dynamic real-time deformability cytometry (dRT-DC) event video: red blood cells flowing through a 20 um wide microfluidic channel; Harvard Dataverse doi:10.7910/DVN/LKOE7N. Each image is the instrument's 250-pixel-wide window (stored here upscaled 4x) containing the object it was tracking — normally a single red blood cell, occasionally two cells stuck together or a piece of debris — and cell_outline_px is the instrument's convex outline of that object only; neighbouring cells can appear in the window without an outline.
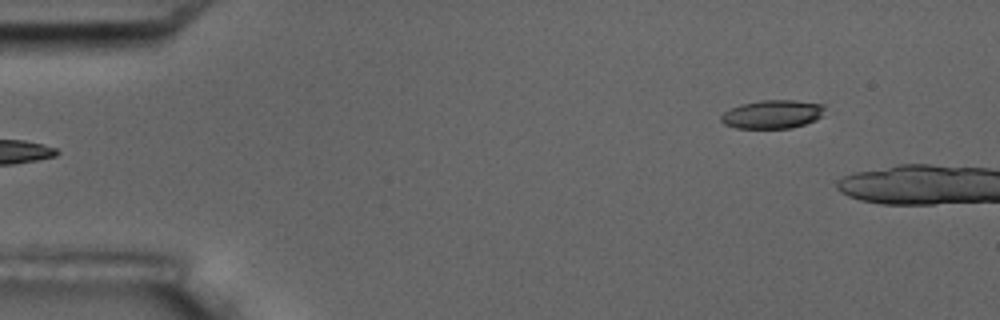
{"species": "common noctule bat (a hibernating species)", "species_latin": "Nyctalus noctula", "temperature_condition": "room temperature", "stored_images_in_passage": 6, "segment_of_instrument_passage": [2, 2], "camera_frame_rate_fps": 3000, "um_per_image_px": 0.085, "animal": {"sex": "male", "body_mass_g": 17.5, "forearm_length_mm": 52.3}, "frame": {"image": 1, "passage_image": 6, "time_ms": 5.667, "image_size_px": [1000, 320], "cell_outline_px": [[824, 116], [816, 120], [792, 128], [736, 128], [724, 124], [720, 120], [720, 116], [724, 112], [740, 104], [760, 100], [796, 100], [824, 104]], "centroid_in_image_um": [65.68, 9.71], "position_along_channel_um": 19.3, "area_um2": 17.4}}